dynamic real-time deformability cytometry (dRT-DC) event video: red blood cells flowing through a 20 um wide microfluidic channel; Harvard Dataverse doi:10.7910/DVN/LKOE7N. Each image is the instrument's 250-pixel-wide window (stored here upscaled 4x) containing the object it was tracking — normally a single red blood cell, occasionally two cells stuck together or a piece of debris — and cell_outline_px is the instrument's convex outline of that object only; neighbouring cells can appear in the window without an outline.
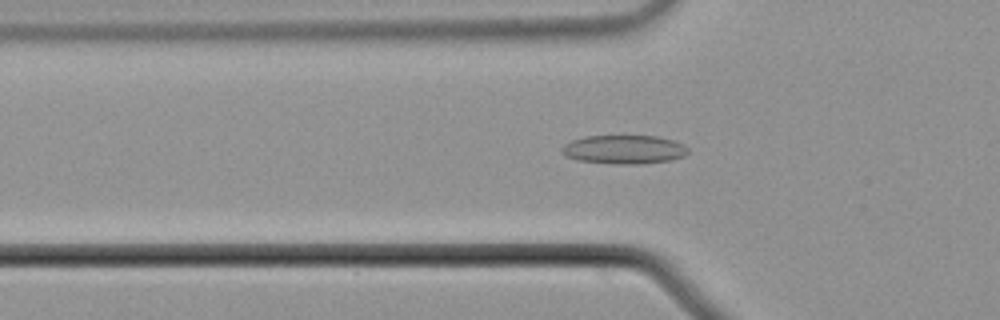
{"species": "common noctule bat (a hibernating species)", "species_latin": "Nyctalus noctula", "temperature_condition": "cold", "stored_images_in_passage": 49, "camera_frame_rate_fps": 3000, "um_per_image_px": 0.085, "animal": {"sex": "male", "body_mass_g": 21.5, "forearm_length_mm": 52.0}, "frame": {"image": 1, "passage_image": 12, "time_ms": 3.667, "image_size_px": [1000, 320], "cell_outline_px": [[688, 152], [684, 156], [672, 160], [644, 164], [616, 164], [576, 160], [564, 156], [560, 152], [560, 148], [564, 144], [572, 140], [584, 136], [656, 136], [672, 140], [684, 144], [688, 148]], "centroid_in_image_um": [53.02, 12.71], "position_along_channel_um": 72.8, "area_um2": 21.44}}
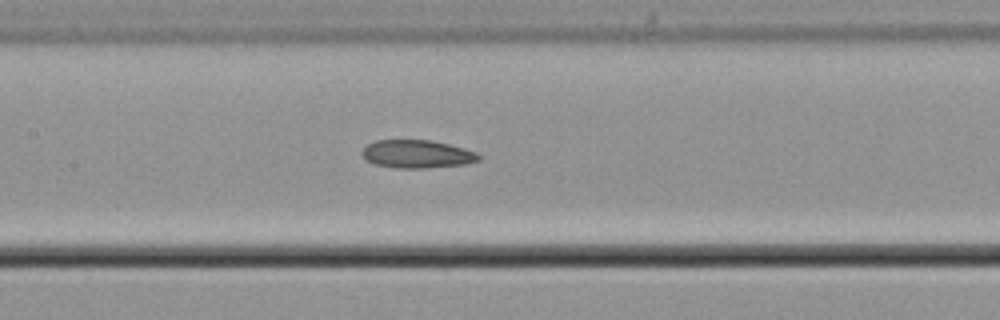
{"frame": {"image": 2, "passage_image": 20, "time_ms": 6.333, "image_size_px": [1000, 320], "cell_outline_px": [[480, 160], [464, 164], [424, 168], [396, 168], [376, 164], [364, 160], [360, 152], [368, 144], [376, 140], [432, 140], [464, 148], [476, 152], [480, 156]], "centroid_in_image_um": [35.42, 13.09], "position_along_channel_um": 172.0, "area_um2": 19.07}}
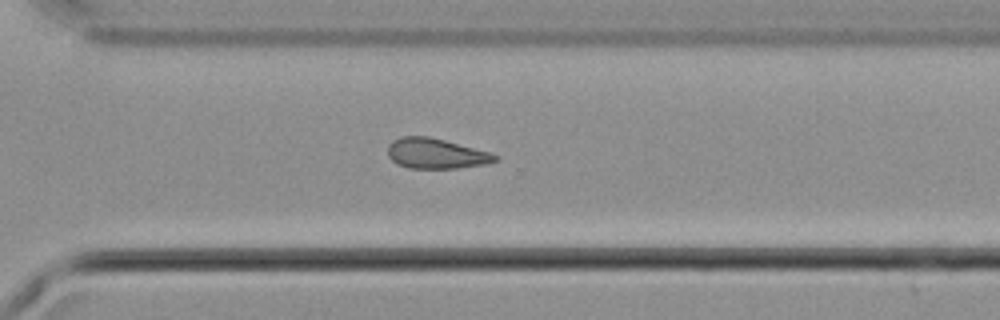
{"frame": {"image": 3, "passage_image": 33, "time_ms": 10.667, "image_size_px": [1000, 320], "cell_outline_px": [[500, 160], [484, 164], [456, 168], [408, 168], [396, 164], [388, 156], [388, 144], [392, 140], [400, 136], [428, 136], [444, 140], [488, 152], [496, 156]], "centroid_in_image_um": [36.99, 13.05], "position_along_channel_um": 333.6, "area_um2": 18.79}}